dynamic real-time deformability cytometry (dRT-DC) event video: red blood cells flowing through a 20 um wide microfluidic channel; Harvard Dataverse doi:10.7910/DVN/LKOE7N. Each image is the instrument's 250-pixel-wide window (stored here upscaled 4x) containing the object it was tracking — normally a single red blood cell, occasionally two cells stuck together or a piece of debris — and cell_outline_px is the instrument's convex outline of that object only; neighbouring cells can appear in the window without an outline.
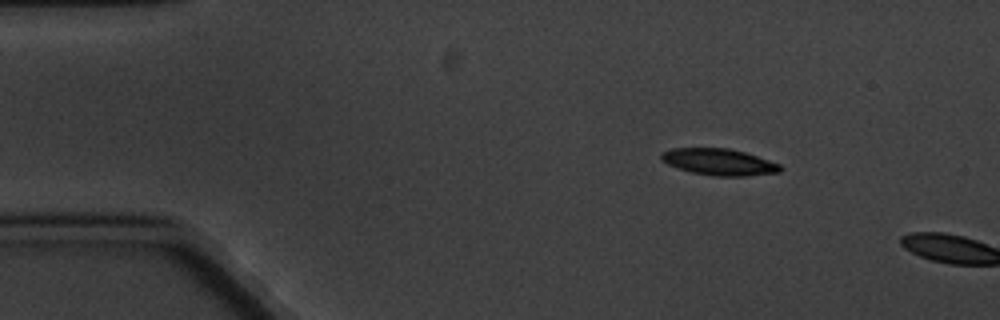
{"species": "common noctule bat (a hibernating species)", "species_latin": "Nyctalus noctula", "temperature_condition": "cold", "stored_images_in_passage": 2, "camera_frame_rate_fps": 3000, "um_per_image_px": 0.085, "animal": {"sex": "male", "body_mass_g": 20.1, "forearm_length_mm": 53.5}, "frame": {"image": 1, "passage_image": 1, "time_ms": 0.0, "image_size_px": [1000, 320], "cell_outline_px": [[784, 168], [780, 172], [748, 176], [712, 176], [692, 172], [668, 164], [660, 160], [660, 152], [672, 148], [728, 148], [744, 152], [780, 164]], "centroid_in_image_um": [61.11, 13.77], "position_along_channel_um": 23.9, "area_um2": 18.44}}